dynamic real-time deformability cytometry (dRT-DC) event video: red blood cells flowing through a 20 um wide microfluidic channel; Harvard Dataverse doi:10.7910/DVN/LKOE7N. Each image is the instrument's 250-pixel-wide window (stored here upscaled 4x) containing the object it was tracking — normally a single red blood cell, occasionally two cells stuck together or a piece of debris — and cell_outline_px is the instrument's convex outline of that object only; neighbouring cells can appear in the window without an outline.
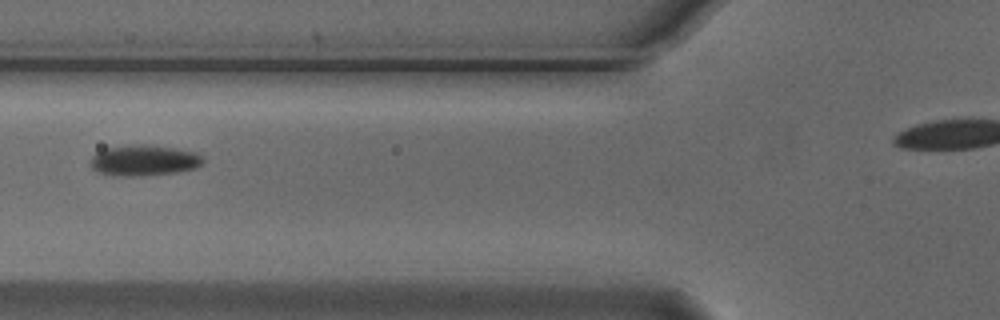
{"species": "Egyptian fruit bat (a non-hibernating species)", "species_latin": "Rousettus aegyptiacus", "temperature_condition": "cold", "stored_images_in_passage": 5, "camera_frame_rate_fps": 3000, "um_per_image_px": 0.085, "animal": {"sex": "male"}, "frame": {"image": 1, "passage_image": 2, "time_ms": 0.333, "image_size_px": [1000, 320], "cell_outline_px": [[204, 160], [196, 168], [176, 172], [140, 176], [116, 176], [96, 172], [92, 168], [88, 160], [96, 152], [104, 148], [136, 144], [144, 144], [176, 148], [196, 152]], "centroid_in_image_um": [12.18, 13.63], "position_along_channel_um": 113.6, "area_um2": 20.4}}
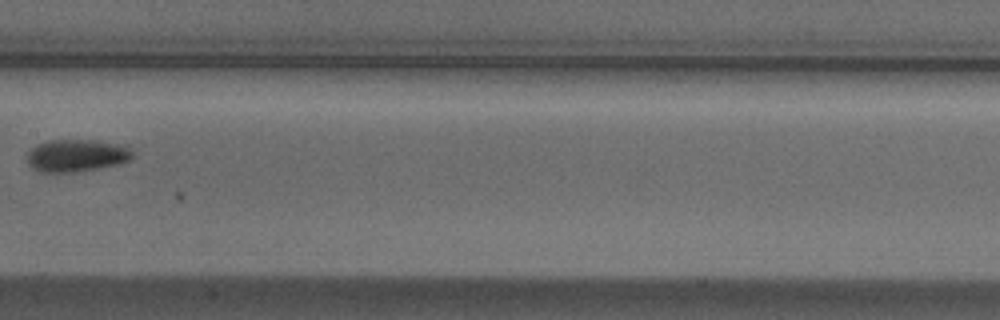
{"frame": {"image": 2, "passage_image": 4, "time_ms": 1.0, "image_size_px": [1000, 320], "cell_outline_px": [[132, 156], [128, 160], [120, 164], [76, 172], [40, 172], [32, 168], [28, 164], [28, 152], [36, 144], [48, 140], [96, 140], [128, 144], [132, 152]], "centroid_in_image_um": [6.53, 13.2], "position_along_channel_um": 200.9, "area_um2": 20.17}}
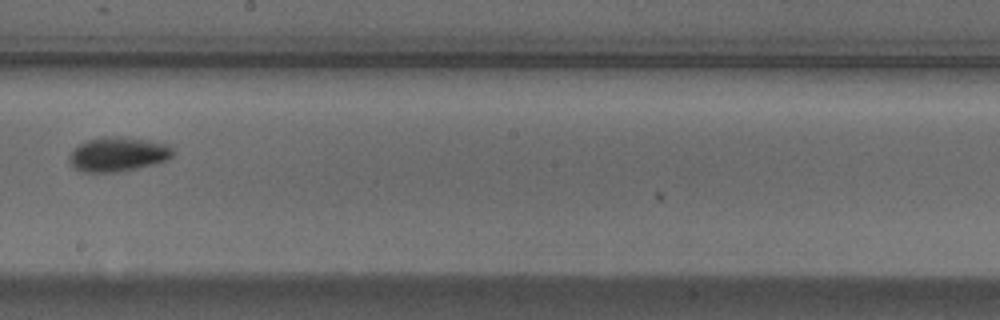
{"frame": {"image": 3, "passage_image": 5, "time_ms": 1.333, "image_size_px": [1000, 320], "cell_outline_px": [[176, 152], [168, 160], [136, 168], [116, 172], [84, 172], [72, 168], [68, 160], [68, 156], [80, 144], [88, 140], [104, 136], [116, 136], [144, 140], [164, 144], [172, 148]], "centroid_in_image_um": [9.99, 13.12], "position_along_channel_um": 238.2, "area_um2": 20.58}}